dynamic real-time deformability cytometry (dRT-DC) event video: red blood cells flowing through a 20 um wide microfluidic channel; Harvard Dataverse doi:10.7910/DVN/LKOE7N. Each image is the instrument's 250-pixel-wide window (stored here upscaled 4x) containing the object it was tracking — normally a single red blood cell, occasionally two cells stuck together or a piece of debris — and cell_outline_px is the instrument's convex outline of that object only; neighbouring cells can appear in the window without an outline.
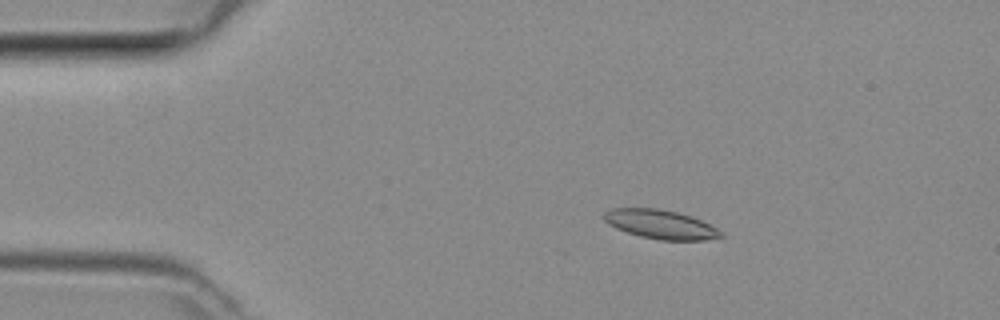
{"species": "common noctule bat (a hibernating species)", "species_latin": "Nyctalus noctula", "temperature_condition": "room temperature", "stored_images_in_passage": 19, "camera_frame_rate_fps": 3000, "um_per_image_px": 0.085, "animal": {"sex": "female", "body_mass_g": 29.2, "forearm_length_mm": 56.3}, "frame": {"image": 1, "passage_image": 8, "time_ms": 2.333, "image_size_px": [1000, 320], "cell_outline_px": [[724, 236], [704, 240], [660, 240], [640, 236], [616, 228], [608, 224], [600, 216], [604, 212], [612, 208], [656, 208], [676, 212], [700, 220], [724, 232]], "centroid_in_image_um": [56.11, 19.07], "position_along_channel_um": 28.9, "area_um2": 19.65}}
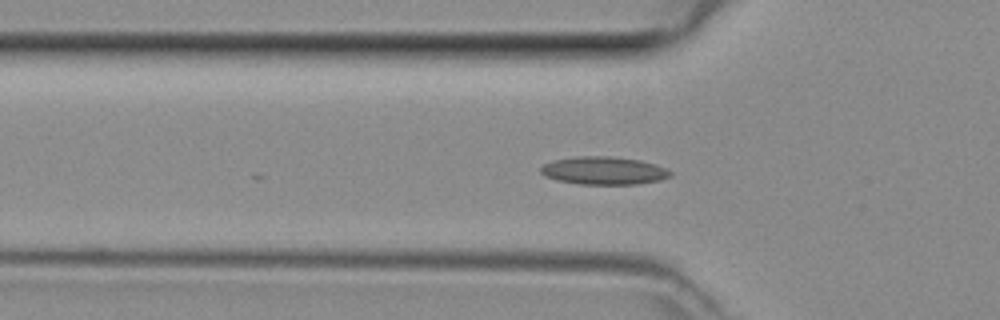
{"frame": {"image": 2, "passage_image": 15, "time_ms": 4.667, "image_size_px": [1000, 320], "cell_outline_px": [[672, 176], [660, 180], [636, 184], [576, 184], [556, 180], [544, 176], [540, 172], [540, 168], [544, 164], [552, 160], [576, 156], [612, 156], [640, 160], [656, 164], [668, 168], [672, 172]], "centroid_in_image_um": [51.32, 14.5], "position_along_channel_um": 74.5, "area_um2": 21.39}}
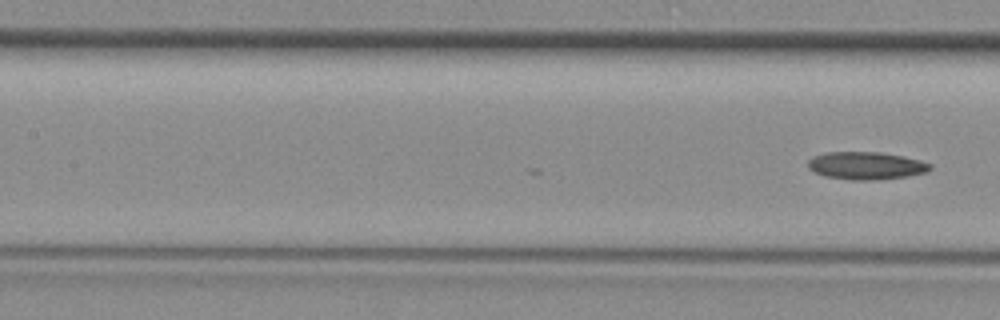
{"frame": {"image": 3, "passage_image": 19, "time_ms": 6.0, "image_size_px": [1000, 320], "cell_outline_px": [[932, 168], [928, 172], [908, 176], [868, 180], [852, 180], [824, 176], [812, 172], [808, 168], [808, 160], [812, 156], [824, 152], [880, 152], [904, 156], [920, 160], [932, 164]], "centroid_in_image_um": [73.6, 14.07], "position_along_channel_um": 133.8, "area_um2": 19.88}}